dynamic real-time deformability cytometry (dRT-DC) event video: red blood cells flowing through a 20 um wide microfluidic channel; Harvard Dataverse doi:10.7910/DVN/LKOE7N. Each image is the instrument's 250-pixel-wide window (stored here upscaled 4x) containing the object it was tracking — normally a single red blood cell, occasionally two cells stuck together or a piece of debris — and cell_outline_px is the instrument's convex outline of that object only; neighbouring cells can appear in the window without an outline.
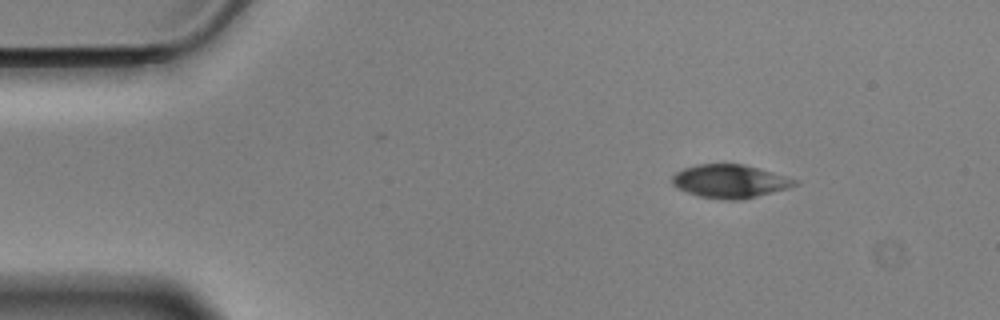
{"species": "Egyptian fruit bat (a non-hibernating species)", "species_latin": "Rousettus aegyptiacus", "temperature_condition": "cold", "stored_images_in_passage": 50, "camera_frame_rate_fps": 3000, "um_per_image_px": 0.085, "animal": {"sex": "male"}, "frame": {"image": 1, "passage_image": 1, "time_ms": 0.0, "image_size_px": [1000, 320], "cell_outline_px": [[800, 184], [788, 188], [744, 200], [724, 200], [696, 196], [672, 184], [672, 176], [676, 172], [684, 168], [696, 164], [744, 164], [796, 180]], "centroid_in_image_um": [62.02, 15.42], "position_along_channel_um": 23.0, "area_um2": 23.7}}
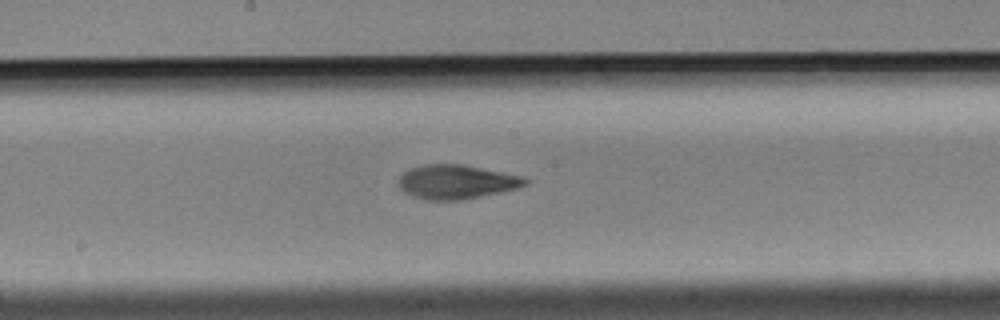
{"frame": {"image": 2, "passage_image": 23, "time_ms": 7.333, "image_size_px": [1000, 320], "cell_outline_px": [[528, 184], [516, 188], [500, 192], [464, 200], [428, 200], [412, 196], [404, 192], [400, 188], [400, 176], [404, 172], [412, 168], [424, 164], [460, 164], [524, 176], [528, 180]], "centroid_in_image_um": [38.81, 15.46], "position_along_channel_um": 209.4, "area_um2": 25.03}}
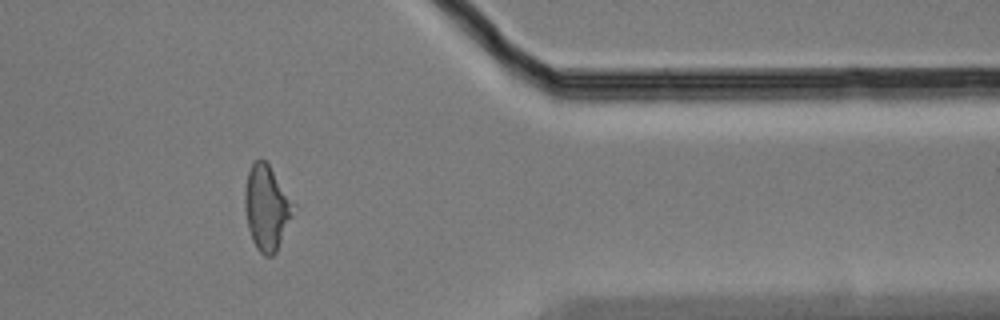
{"frame": {"image": 3, "passage_image": 40, "time_ms": 13.0, "image_size_px": [1000, 320], "cell_outline_px": [[296, 204], [292, 216], [276, 252], [272, 256], [264, 256], [256, 248], [252, 240], [248, 228], [244, 208], [244, 188], [248, 172], [252, 160], [260, 156], [268, 164]], "centroid_in_image_um": [22.65, 17.62], "position_along_channel_um": 388.8, "area_um2": 24.33}, "authors_computed_cell_mechanics": {"area_um2": 24.3916, "velocity_mm_per_s": 3.4986, "shape_relaxation_time_tau1_ms": 3.7957, "shape_relaxation_time_tau2_ms": 2.3025, "deformation_change_tau1": 0.1474, "deformation_change_tau2": 0.0867}}